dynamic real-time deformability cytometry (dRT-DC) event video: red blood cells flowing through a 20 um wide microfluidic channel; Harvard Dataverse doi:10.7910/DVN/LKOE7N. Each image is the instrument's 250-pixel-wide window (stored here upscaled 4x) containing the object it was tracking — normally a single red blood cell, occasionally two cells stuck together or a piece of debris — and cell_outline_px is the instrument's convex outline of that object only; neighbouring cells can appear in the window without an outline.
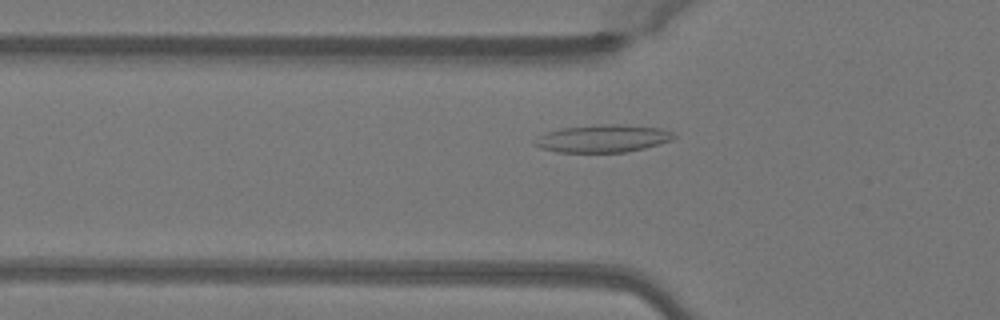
{"species": "Egyptian fruit bat (a non-hibernating species)", "species_latin": "Rousettus aegyptiacus", "temperature_condition": "warm", "stored_images_in_passage": 43, "camera_frame_rate_fps": 3000, "um_per_image_px": 0.085, "animal": {"sex": "female"}, "frame": {"image": 1, "passage_image": 10, "time_ms": 3.0, "image_size_px": [1000, 320], "cell_outline_px": [[676, 136], [672, 140], [644, 148], [624, 152], [556, 152], [540, 148], [532, 144], [532, 140], [548, 132], [560, 128], [600, 124], [624, 124], [660, 128], [672, 132]], "centroid_in_image_um": [51.21, 11.77], "position_along_channel_um": 74.6, "area_um2": 22.43}}
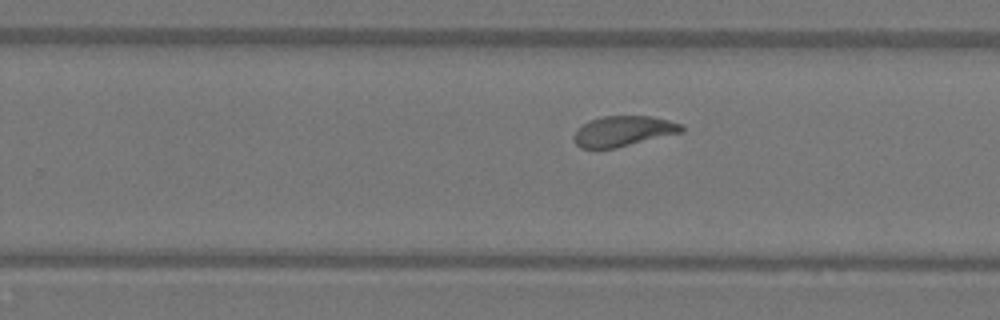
{"frame": {"image": 2, "passage_image": 25, "time_ms": 8.0, "image_size_px": [1000, 320], "cell_outline_px": [[684, 132], [616, 148], [580, 148], [576, 144], [572, 136], [576, 128], [592, 120], [604, 116], [652, 116], [668, 120], [680, 124], [684, 128]], "centroid_in_image_um": [52.97, 11.15], "position_along_channel_um": 276.8, "area_um2": 19.07}}
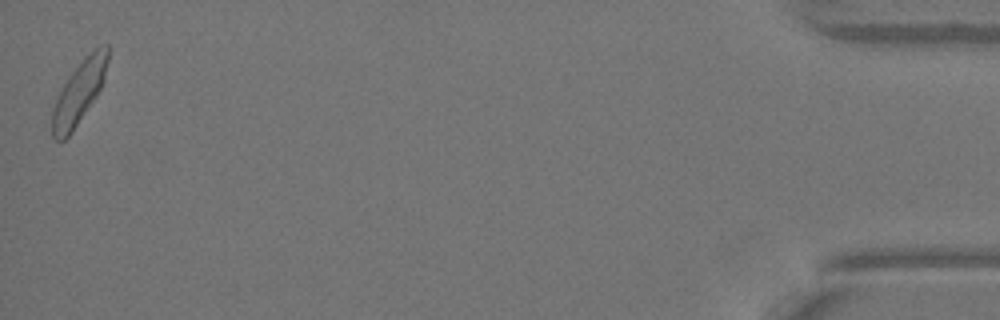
{"frame": {"image": 3, "passage_image": 43, "time_ms": 14.0, "image_size_px": [1000, 320], "cell_outline_px": [[108, 60], [104, 80], [96, 96], [72, 132], [64, 140], [56, 140], [52, 136], [52, 108], [56, 96], [72, 72], [96, 48], [108, 44]], "centroid_in_image_um": [6.69, 7.91], "position_along_channel_um": 428.5, "area_um2": 19.77}, "authors_computed_cell_mechanics": {"area_um2": 19.652, "velocity_mm_per_s": 4.0474, "shape_relaxation_time_tau1_ms": 3.3409, "shape_relaxation_time_tau2_ms": 1.0547, "deformation_change_tau1": 0.1362, "deformation_change_tau2": 0.0802}}